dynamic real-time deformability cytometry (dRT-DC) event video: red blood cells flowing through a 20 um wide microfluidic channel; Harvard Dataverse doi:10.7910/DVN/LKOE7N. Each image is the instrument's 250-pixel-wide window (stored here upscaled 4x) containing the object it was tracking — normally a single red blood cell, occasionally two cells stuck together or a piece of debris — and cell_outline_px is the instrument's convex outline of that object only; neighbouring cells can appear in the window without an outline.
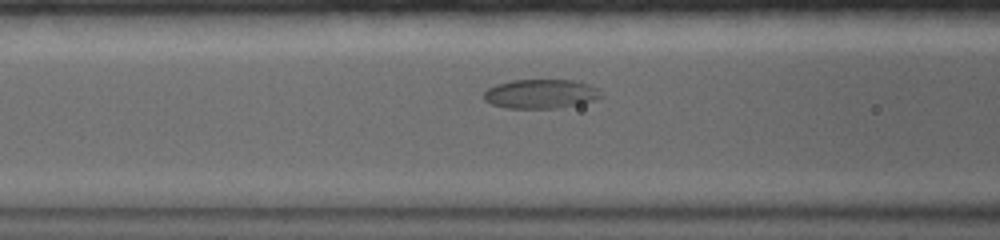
{"species": "common noctule bat (a hibernating species)", "species_latin": "Nyctalus noctula", "temperature_condition": "warm", "stored_images_in_passage": 12, "camera_frame_rate_fps": 5000, "um_per_image_px": 0.085, "animal": {"sex": "female", "body_mass_g": 19.0, "forearm_length_mm": 56.7}, "frame": {"image": 1, "passage_image": 7, "time_ms": 2.6, "image_size_px": [1000, 240], "cell_outline_px": [[604, 96], [592, 100], [576, 104], [552, 108], [508, 108], [492, 104], [484, 100], [484, 92], [488, 88], [496, 84], [512, 80], [576, 80], [600, 88]], "centroid_in_image_um": [45.97, 7.96], "position_along_channel_um": 120.6, "area_um2": 19.88}}
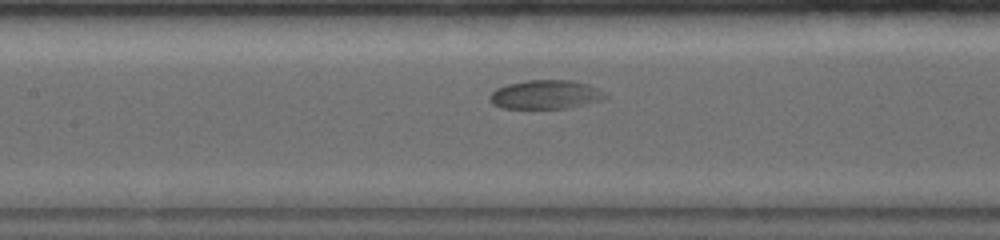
{"frame": {"image": 2, "passage_image": 10, "time_ms": 3.8, "image_size_px": [1000, 240], "cell_outline_px": [[608, 96], [604, 100], [568, 108], [500, 108], [492, 104], [488, 100], [488, 96], [496, 88], [508, 84], [528, 80], [572, 80], [588, 84], [608, 92]], "centroid_in_image_um": [46.4, 8.04], "position_along_channel_um": 161.0, "area_um2": 19.77}}